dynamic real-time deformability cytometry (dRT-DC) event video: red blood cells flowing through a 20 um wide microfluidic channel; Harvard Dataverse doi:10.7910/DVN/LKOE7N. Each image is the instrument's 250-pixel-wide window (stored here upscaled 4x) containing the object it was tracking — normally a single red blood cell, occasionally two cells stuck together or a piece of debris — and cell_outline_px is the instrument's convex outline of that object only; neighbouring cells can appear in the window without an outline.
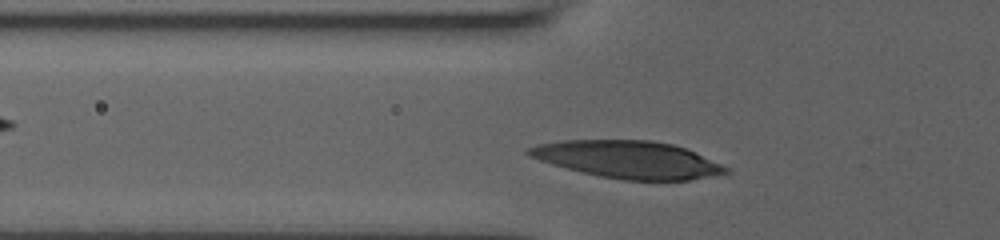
{"species": "human", "species_latin": "Homo sapiens", "temperature_condition": "room temperature", "stored_images_in_passage": 3, "camera_frame_rate_fps": 3000, "um_per_image_px": 0.085, "donor": {"sex": "male"}, "frame": {"image": 1, "passage_image": 2, "time_ms": 0.333, "image_size_px": [1000, 240], "cell_outline_px": [[732, 172], [728, 176], [688, 180], [624, 180], [600, 176], [552, 164], [528, 156], [524, 152], [528, 148], [540, 144], [560, 140], [652, 140], [672, 144], [684, 148], [720, 164], [728, 168]], "centroid_in_image_um": [53.44, 13.57], "position_along_channel_um": 72.4, "area_um2": 42.89}}